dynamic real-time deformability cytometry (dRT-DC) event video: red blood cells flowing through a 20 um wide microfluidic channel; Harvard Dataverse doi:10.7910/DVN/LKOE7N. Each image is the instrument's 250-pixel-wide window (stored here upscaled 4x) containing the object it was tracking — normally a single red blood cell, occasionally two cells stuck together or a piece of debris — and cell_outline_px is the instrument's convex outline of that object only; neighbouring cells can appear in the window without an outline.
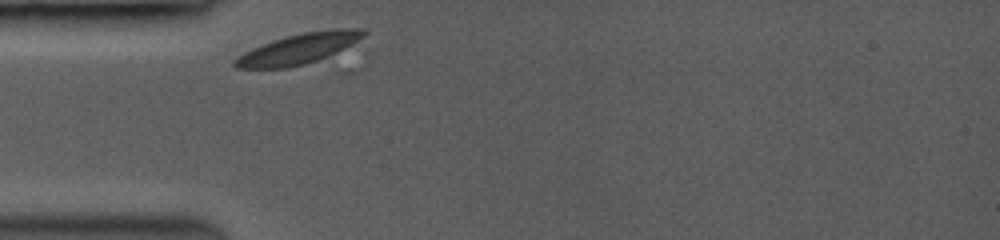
{"species": "common noctule bat (a hibernating species)", "species_latin": "Nyctalus noctula", "temperature_condition": "room temperature", "stored_images_in_passage": 8, "camera_frame_rate_fps": 3500, "um_per_image_px": 0.085, "animal": {"sex": "female", "body_mass_g": 19.0, "forearm_length_mm": 53.3}, "frame": {"image": 1, "passage_image": 1, "time_ms": 0.0, "image_size_px": [1000, 240], "cell_outline_px": [[368, 32], [364, 36], [352, 44], [328, 56], [304, 64], [288, 68], [236, 68], [232, 64], [232, 60], [236, 56], [252, 48], [284, 36], [304, 32], [336, 28], [368, 28]], "centroid_in_image_um": [25.38, 4.13], "position_along_channel_um": 59.6, "area_um2": 22.89}}